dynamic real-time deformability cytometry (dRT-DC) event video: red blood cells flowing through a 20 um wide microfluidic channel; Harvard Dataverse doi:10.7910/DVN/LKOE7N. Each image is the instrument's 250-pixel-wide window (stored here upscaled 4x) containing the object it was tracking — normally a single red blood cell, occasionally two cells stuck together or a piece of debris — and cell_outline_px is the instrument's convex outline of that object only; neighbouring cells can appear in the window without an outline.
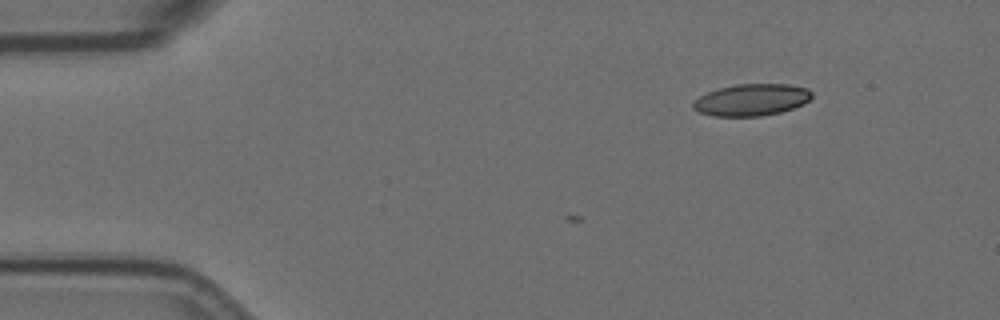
{"species": "Egyptian fruit bat (a non-hibernating species)", "species_latin": "Rousettus aegyptiacus", "temperature_condition": "room temperature", "stored_images_in_passage": 2, "camera_frame_rate_fps": 3000, "um_per_image_px": 0.085, "animal": {"sex": "female"}, "frame": {"image": 1, "passage_image": 2, "time_ms": 0.333, "image_size_px": [1000, 320], "cell_outline_px": [[812, 96], [804, 104], [780, 112], [760, 116], [712, 116], [700, 112], [692, 108], [692, 104], [700, 96], [708, 92], [720, 88], [736, 84], [788, 84], [808, 88], [812, 92]], "centroid_in_image_um": [63.89, 8.48], "position_along_channel_um": 21.1, "area_um2": 21.91}}